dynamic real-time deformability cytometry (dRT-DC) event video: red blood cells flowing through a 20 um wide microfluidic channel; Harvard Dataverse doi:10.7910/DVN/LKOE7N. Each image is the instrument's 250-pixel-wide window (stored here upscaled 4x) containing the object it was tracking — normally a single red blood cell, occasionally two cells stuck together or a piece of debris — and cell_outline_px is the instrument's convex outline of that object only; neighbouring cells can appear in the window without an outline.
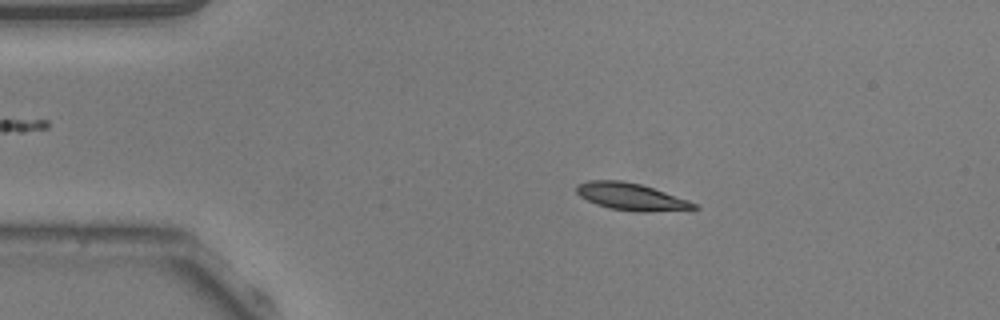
{"species": "common noctule bat (a hibernating species)", "species_latin": "Nyctalus noctula", "temperature_condition": "warm", "stored_images_in_passage": 53, "segment_of_instrument_passage": [1, 2], "camera_frame_rate_fps": 3000, "um_per_image_px": 0.085, "animal": {"sex": "male", "body_mass_g": 20.5, "forearm_length_mm": 52.5}, "frame": {"image": 1, "passage_image": 9, "time_ms": 2.667, "image_size_px": [1000, 320], "cell_outline_px": [[700, 208], [644, 212], [636, 212], [608, 208], [596, 204], [580, 196], [576, 192], [576, 184], [588, 180], [620, 180], [640, 184], [688, 200], [696, 204]], "centroid_in_image_um": [53.59, 16.71], "position_along_channel_um": 31.4, "area_um2": 18.38}}
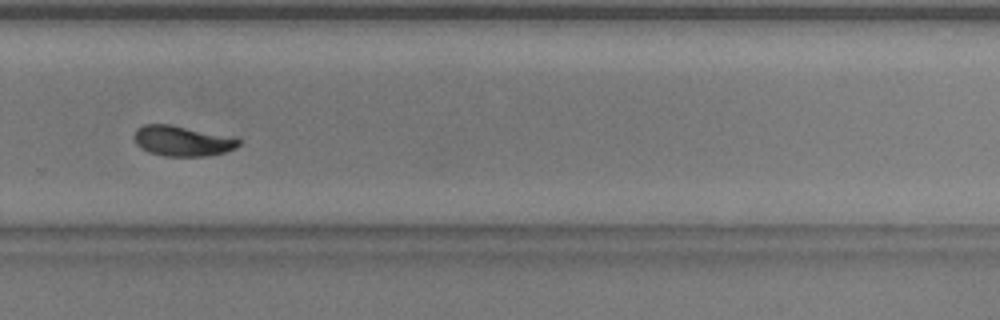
{"frame": {"image": 2, "passage_image": 35, "time_ms": 11.333, "image_size_px": [1000, 320], "cell_outline_px": [[240, 144], [236, 148], [224, 152], [204, 156], [164, 156], [148, 152], [140, 148], [136, 144], [132, 136], [136, 128], [144, 124], [168, 124], [240, 140]], "centroid_in_image_um": [15.37, 11.99], "position_along_channel_um": 314.4, "area_um2": 18.03}}
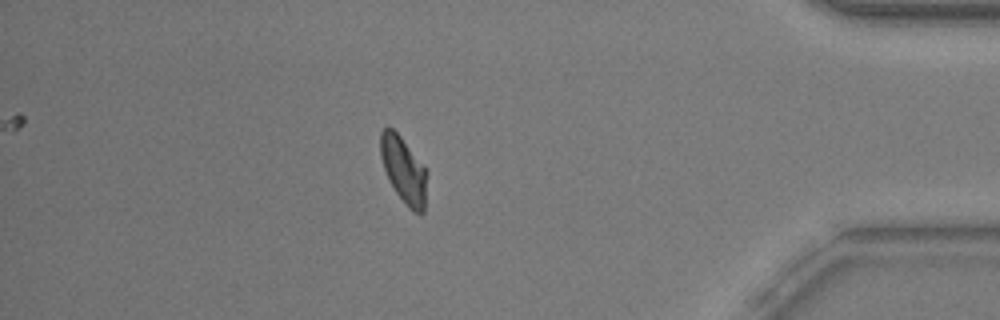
{"frame": {"image": 3, "passage_image": 45, "time_ms": 14.667, "image_size_px": [1000, 320], "cell_outline_px": [[428, 172], [424, 212], [412, 212], [408, 208], [396, 192], [388, 180], [380, 156], [380, 132], [384, 128], [392, 128], [400, 136]], "centroid_in_image_um": [34.31, 14.47], "position_along_channel_um": 400.9, "area_um2": 17.86}}